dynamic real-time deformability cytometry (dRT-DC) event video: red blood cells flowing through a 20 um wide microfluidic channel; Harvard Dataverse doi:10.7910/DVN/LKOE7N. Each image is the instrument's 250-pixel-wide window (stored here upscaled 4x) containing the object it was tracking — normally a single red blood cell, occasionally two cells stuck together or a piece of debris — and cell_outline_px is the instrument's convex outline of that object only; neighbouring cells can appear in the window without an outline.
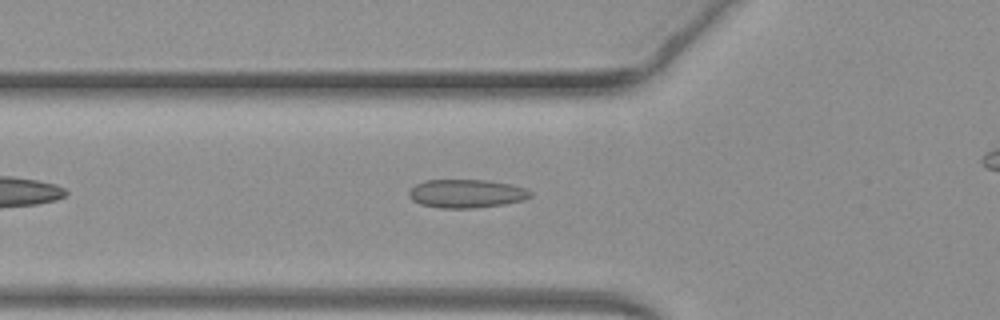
{"species": "common noctule bat (a hibernating species)", "species_latin": "Nyctalus noctula", "temperature_condition": "warm", "stored_images_in_passage": 34, "camera_frame_rate_fps": 3000, "um_per_image_px": 0.085, "animal": {"sex": "female", "body_mass_g": 19.3, "forearm_length_mm": 54.1}, "frame": {"image": 1, "passage_image": 7, "time_ms": 2.0, "image_size_px": [1000, 320], "cell_outline_px": [[532, 196], [524, 200], [504, 204], [476, 208], [440, 208], [420, 204], [412, 200], [408, 196], [408, 192], [416, 184], [424, 180], [488, 180], [512, 184], [528, 188], [532, 192]], "centroid_in_image_um": [39.68, 16.45], "position_along_channel_um": 86.1, "area_um2": 20.4}}
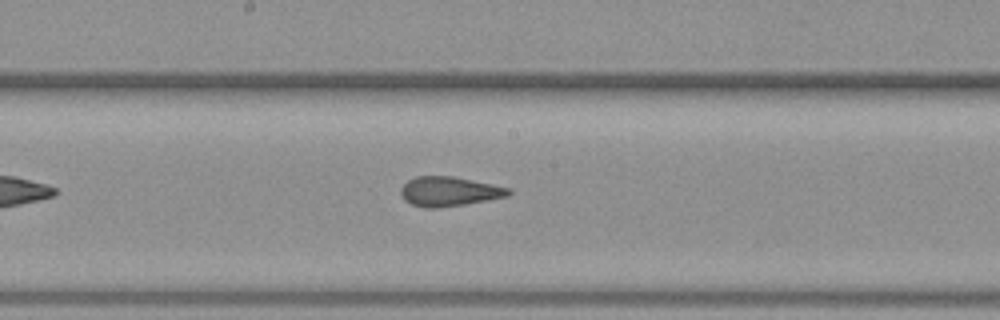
{"frame": {"image": 2, "passage_image": 16, "time_ms": 5.0, "image_size_px": [1000, 320], "cell_outline_px": [[512, 192], [508, 196], [464, 204], [440, 208], [424, 208], [412, 204], [404, 200], [400, 192], [400, 188], [408, 180], [416, 176], [452, 176], [492, 184], [508, 188]], "centroid_in_image_um": [38.14, 16.27], "position_along_channel_um": 210.1, "area_um2": 18.44}}
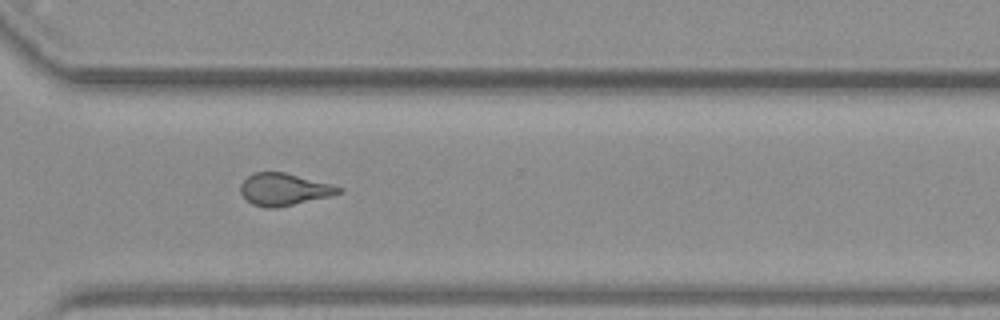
{"frame": {"image": 3, "passage_image": 26, "time_ms": 8.333, "image_size_px": [1000, 320], "cell_outline_px": [[344, 188], [340, 192], [328, 196], [276, 208], [264, 208], [252, 204], [240, 192], [240, 184], [252, 172], [284, 172], [332, 184]], "centroid_in_image_um": [24.1, 16.09], "position_along_channel_um": 346.5, "area_um2": 18.21}, "authors_computed_cell_mechanics": {"area_um2": 18.6983, "velocity_mm_per_s": 4.1019, "shape_relaxation_time_tau1_ms": null, "shape_relaxation_time_tau2_ms": 1.5993, "deformation_change_tau1": null, "deformation_change_tau2": 0.0997}}